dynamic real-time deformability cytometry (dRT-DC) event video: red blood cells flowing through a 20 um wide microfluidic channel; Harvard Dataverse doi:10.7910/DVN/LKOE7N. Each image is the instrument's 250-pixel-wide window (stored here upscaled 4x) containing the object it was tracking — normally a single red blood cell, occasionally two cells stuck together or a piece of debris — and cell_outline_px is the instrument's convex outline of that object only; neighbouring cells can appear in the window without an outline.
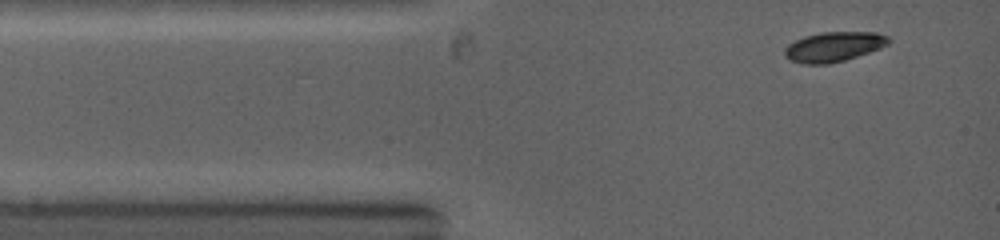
{"species": "common noctule bat (a hibernating species)", "species_latin": "Nyctalus noctula", "temperature_condition": "warm", "stored_images_in_passage": 27, "camera_frame_rate_fps": 5000, "um_per_image_px": 0.085, "animal": {"sex": "female", "body_mass_g": 19.0, "forearm_length_mm": 53.3}, "frame": {"image": 1, "passage_image": 1, "time_ms": 0.0, "image_size_px": [1000, 240], "cell_outline_px": [[892, 40], [888, 44], [880, 48], [844, 60], [828, 64], [804, 64], [788, 60], [784, 56], [784, 48], [788, 44], [804, 36], [820, 32], [876, 32], [888, 36]], "centroid_in_image_um": [70.84, 3.97], "position_along_channel_um": 14.2, "area_um2": 18.15}}
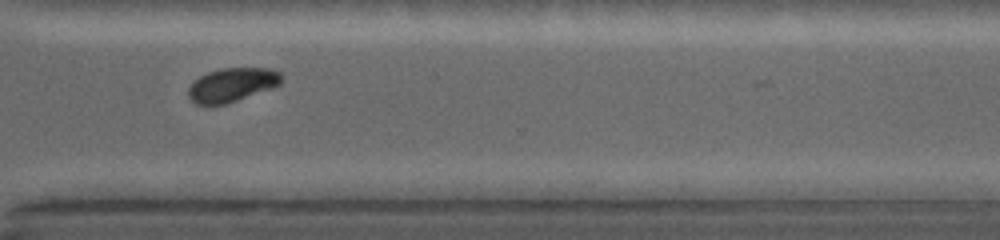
{"frame": {"image": 2, "passage_image": 24, "time_ms": 8.4, "image_size_px": [1000, 240], "cell_outline_px": [[280, 84], [272, 88], [224, 104], [196, 104], [188, 96], [188, 88], [200, 76], [208, 72], [220, 68], [268, 68], [280, 72]], "centroid_in_image_um": [19.71, 7.2], "position_along_channel_um": 350.9, "area_um2": 17.98}}
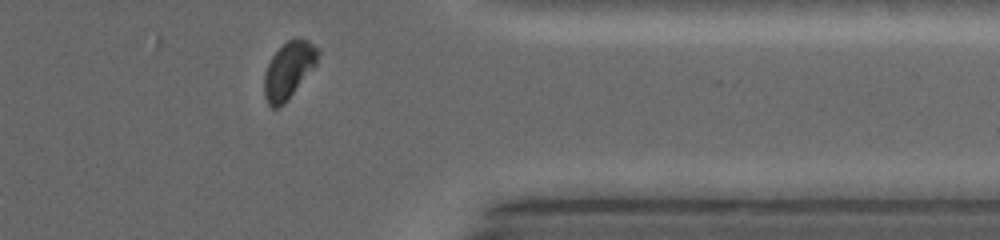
{"frame": {"image": 3, "passage_image": 26, "time_ms": 9.4, "image_size_px": [1000, 240], "cell_outline_px": [[320, 52], [316, 64], [284, 104], [276, 108], [272, 108], [268, 104], [264, 96], [264, 72], [272, 56], [288, 40], [308, 40], [320, 48]], "centroid_in_image_um": [24.53, 5.97], "position_along_channel_um": 386.9, "area_um2": 17.46}}